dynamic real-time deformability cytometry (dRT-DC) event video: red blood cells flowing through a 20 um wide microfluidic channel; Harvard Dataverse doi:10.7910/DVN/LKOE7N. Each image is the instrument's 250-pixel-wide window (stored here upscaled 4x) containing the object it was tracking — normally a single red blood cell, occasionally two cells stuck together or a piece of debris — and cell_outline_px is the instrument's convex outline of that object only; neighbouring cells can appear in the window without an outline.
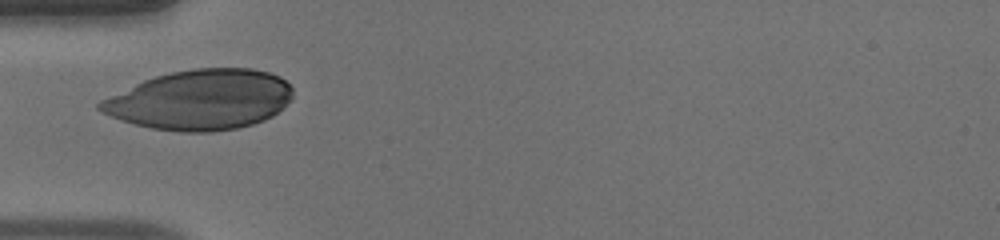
{"species": "human", "species_latin": "Homo sapiens", "temperature_condition": "warm", "stored_images_in_passage": 22, "camera_frame_rate_fps": 3000, "um_per_image_px": 0.085, "donor": {"sex": "male"}, "frame": {"image": 1, "passage_image": 1, "time_ms": 0.0, "image_size_px": [1000, 240], "cell_outline_px": [[292, 88], [288, 100], [276, 112], [260, 120], [248, 124], [232, 128], [156, 128], [124, 120], [104, 112], [100, 108], [100, 104], [104, 100], [148, 80], [160, 76], [176, 72], [200, 68], [244, 68], [268, 72], [284, 80]], "centroid_in_image_um": [17.11, 8.42], "position_along_channel_um": 67.9, "area_um2": 62.94}}